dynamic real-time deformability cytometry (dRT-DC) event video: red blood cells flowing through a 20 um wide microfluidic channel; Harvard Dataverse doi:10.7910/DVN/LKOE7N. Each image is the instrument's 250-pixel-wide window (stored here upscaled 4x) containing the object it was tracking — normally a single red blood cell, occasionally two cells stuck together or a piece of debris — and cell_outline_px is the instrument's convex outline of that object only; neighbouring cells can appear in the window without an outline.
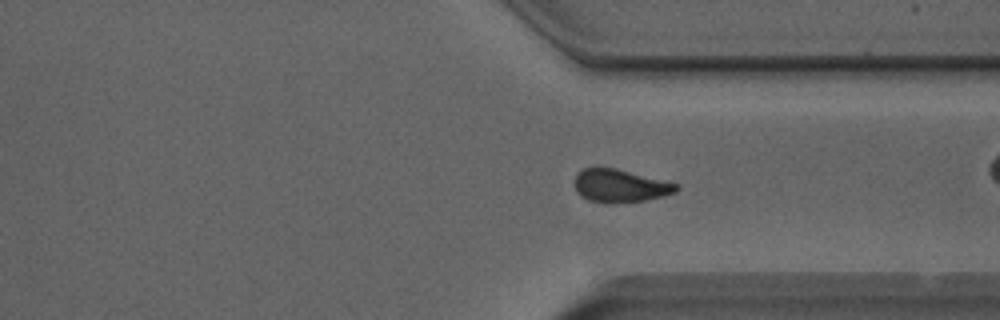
{"species": "Egyptian fruit bat (a non-hibernating species)", "species_latin": "Rousettus aegyptiacus", "temperature_condition": "room temperature", "stored_images_in_passage": 52, "camera_frame_rate_fps": 3000, "um_per_image_px": 0.085, "animal": {"sex": "male"}, "frame": {"image": 1, "passage_image": 37, "time_ms": 12.0, "image_size_px": [1000, 320], "cell_outline_px": [[680, 188], [676, 192], [664, 196], [644, 200], [612, 204], [604, 204], [588, 200], [580, 196], [576, 192], [576, 172], [584, 168], [596, 164], [616, 168], [676, 184]], "centroid_in_image_um": [52.63, 15.78], "position_along_channel_um": 358.8, "area_um2": 19.94}, "authors_computed_cell_mechanics": {"area_um2": 19.8832, "velocity_mm_per_s": 3.9129, "shape_relaxation_time_tau1_ms": 7.2008, "shape_relaxation_time_tau2_ms": 2.7874, "deformation_change_tau1": 0.1731, "deformation_change_tau2": 0.0824}}